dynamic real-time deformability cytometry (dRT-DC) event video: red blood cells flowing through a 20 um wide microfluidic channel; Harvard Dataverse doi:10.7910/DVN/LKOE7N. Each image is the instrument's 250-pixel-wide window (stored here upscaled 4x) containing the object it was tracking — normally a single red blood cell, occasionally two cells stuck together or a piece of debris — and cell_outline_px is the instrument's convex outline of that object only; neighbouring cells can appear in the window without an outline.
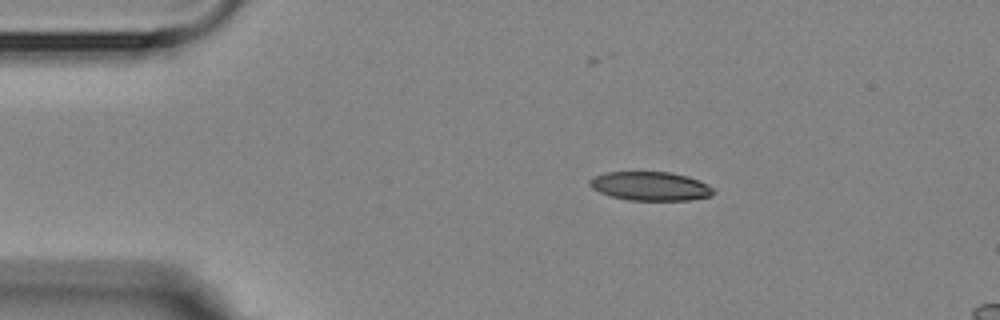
{"species": "Egyptian fruit bat (a non-hibernating species)", "species_latin": "Rousettus aegyptiacus", "temperature_condition": "room temperature", "stored_images_in_passage": 4, "segment_of_instrument_passage": [1, 2], "camera_frame_rate_fps": 3000, "um_per_image_px": 0.085, "animal": {"sex": "female"}, "frame": {"image": 1, "passage_image": 1, "time_ms": 0.0, "image_size_px": [1000, 320], "cell_outline_px": [[716, 192], [712, 196], [692, 200], [628, 200], [612, 196], [600, 192], [592, 188], [588, 184], [588, 180], [604, 172], [672, 172], [688, 176], [708, 184]], "centroid_in_image_um": [55.31, 15.82], "position_along_channel_um": 29.7, "area_um2": 20.92}}